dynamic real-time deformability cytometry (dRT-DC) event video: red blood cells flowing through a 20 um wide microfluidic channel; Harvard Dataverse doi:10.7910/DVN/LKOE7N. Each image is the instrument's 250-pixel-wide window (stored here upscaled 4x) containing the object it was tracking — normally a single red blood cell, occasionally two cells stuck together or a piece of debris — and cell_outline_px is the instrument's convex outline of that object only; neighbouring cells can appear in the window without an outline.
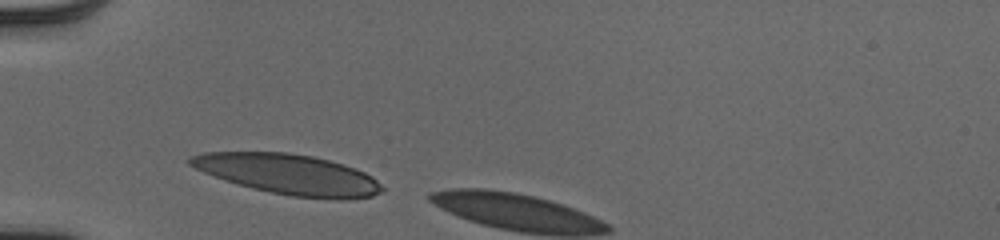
{"species": "human", "species_latin": "Homo sapiens", "temperature_condition": "cold", "stored_images_in_passage": 4, "camera_frame_rate_fps": 3000, "um_per_image_px": 0.085, "donor": {"sex": "male"}, "frame": {"image": 1, "passage_image": 1, "time_ms": 0.0, "image_size_px": [1000, 240], "cell_outline_px": [[384, 192], [372, 196], [344, 200], [336, 200], [292, 196], [252, 188], [224, 180], [212, 176], [188, 164], [184, 160], [188, 156], [204, 152], [288, 152], [312, 156], [344, 164], [364, 172], [372, 176], [384, 188]], "centroid_in_image_um": [24.51, 14.81], "position_along_channel_um": 60.5, "area_um2": 45.26}}